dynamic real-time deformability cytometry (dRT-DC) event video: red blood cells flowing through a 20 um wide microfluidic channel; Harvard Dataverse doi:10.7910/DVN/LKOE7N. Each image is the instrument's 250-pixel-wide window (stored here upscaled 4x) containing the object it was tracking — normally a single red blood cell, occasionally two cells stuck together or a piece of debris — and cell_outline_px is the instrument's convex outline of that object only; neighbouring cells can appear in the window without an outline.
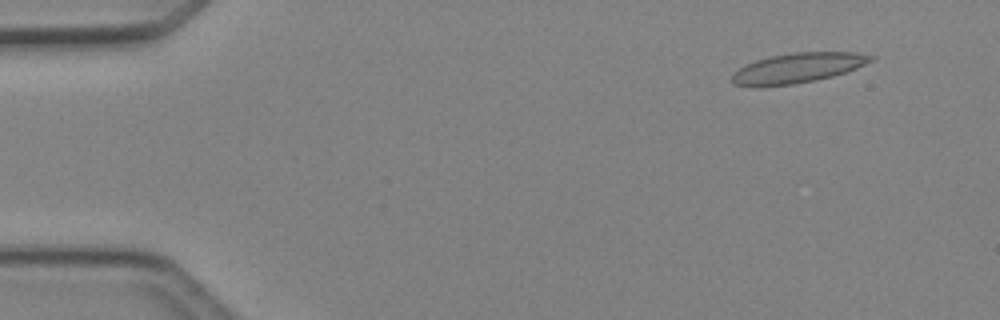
{"species": "Egyptian fruit bat (a non-hibernating species)", "species_latin": "Rousettus aegyptiacus", "temperature_condition": "cold", "stored_images_in_passage": 47, "camera_frame_rate_fps": 3000, "um_per_image_px": 0.085, "animal": {"sex": "female"}, "frame": {"image": 1, "passage_image": 4, "time_ms": 1.0, "image_size_px": [1000, 320], "cell_outline_px": [[876, 60], [856, 68], [832, 76], [816, 80], [792, 84], [760, 88], [752, 88], [732, 84], [732, 72], [744, 64], [768, 56], [792, 52], [856, 52], [876, 56]], "centroid_in_image_um": [67.74, 5.79], "position_along_channel_um": 17.3, "area_um2": 24.85}}
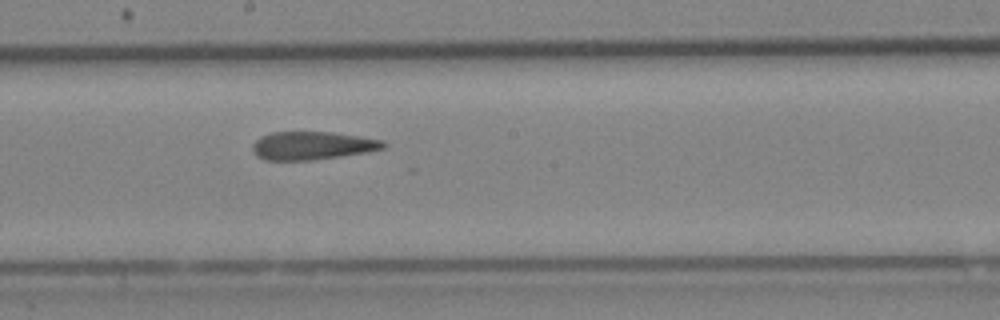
{"frame": {"image": 2, "passage_image": 26, "time_ms": 8.333, "image_size_px": [1000, 320], "cell_outline_px": [[388, 144], [384, 148], [368, 152], [340, 156], [308, 160], [264, 160], [256, 156], [252, 152], [252, 144], [260, 136], [272, 132], [332, 132], [360, 136], [384, 140]], "centroid_in_image_um": [26.54, 12.37], "position_along_channel_um": 221.7, "area_um2": 21.62}}
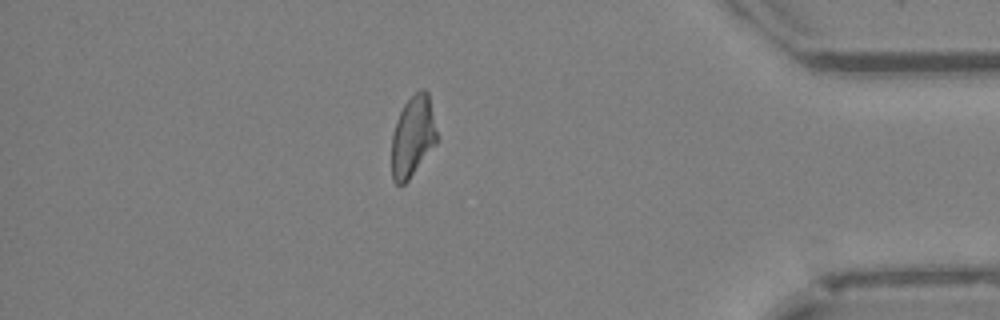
{"frame": {"image": 3, "passage_image": 41, "time_ms": 13.333, "image_size_px": [1000, 320], "cell_outline_px": [[436, 144], [408, 180], [404, 184], [396, 184], [392, 180], [392, 132], [396, 120], [404, 104], [420, 88], [424, 88], [428, 92], [436, 132]], "centroid_in_image_um": [35.06, 11.6], "position_along_channel_um": 400.1, "area_um2": 21.1}, "authors_computed_cell_mechanics": {"area_um2": 22.6576, "velocity_mm_per_s": 4.2583, "shape_relaxation_time_tau1_ms": null, "shape_relaxation_time_tau2_ms": 3.8392, "deformation_change_tau1": null, "deformation_change_tau2": 0.1362}}